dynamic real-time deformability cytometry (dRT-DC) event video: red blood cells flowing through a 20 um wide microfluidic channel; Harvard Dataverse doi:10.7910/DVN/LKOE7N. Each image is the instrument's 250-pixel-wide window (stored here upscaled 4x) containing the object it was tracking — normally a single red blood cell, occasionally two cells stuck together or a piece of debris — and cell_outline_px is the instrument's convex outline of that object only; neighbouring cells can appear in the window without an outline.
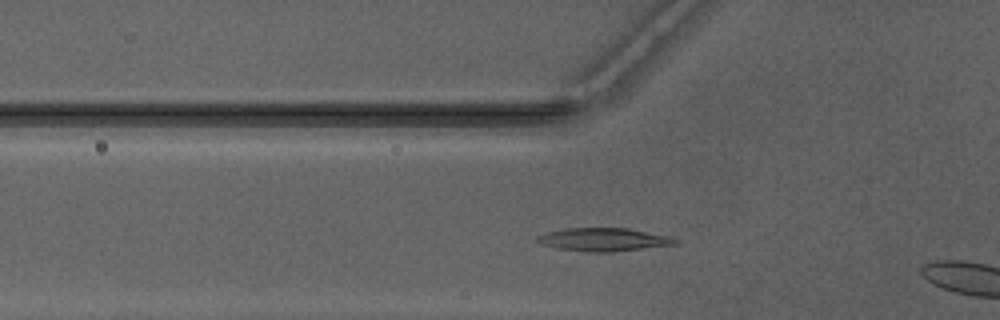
{"species": "Egyptian fruit bat (a non-hibernating species)", "species_latin": "Rousettus aegyptiacus", "temperature_condition": "warm", "stored_images_in_passage": 34, "camera_frame_rate_fps": 3000, "um_per_image_px": 0.085, "animal": {"sex": "male"}, "frame": {"image": 1, "passage_image": 8, "time_ms": 2.333, "image_size_px": [1000, 320], "cell_outline_px": [[680, 244], [612, 252], [588, 252], [556, 248], [540, 244], [536, 240], [536, 236], [548, 232], [564, 228], [628, 228], [668, 236], [680, 240]], "centroid_in_image_um": [51.32, 20.37], "position_along_channel_um": 74.5, "area_um2": 18.79}}
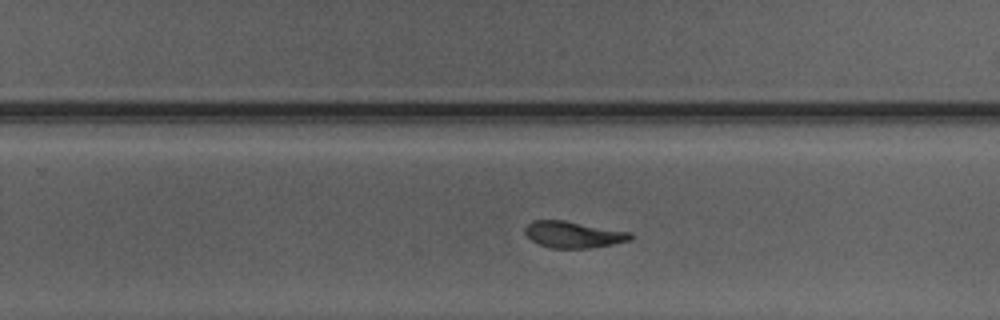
{"frame": {"image": 2, "passage_image": 23, "time_ms": 7.333, "image_size_px": [1000, 320], "cell_outline_px": [[632, 236], [628, 240], [612, 244], [588, 248], [552, 248], [540, 244], [532, 240], [524, 232], [524, 228], [532, 220], [564, 220], [632, 232]], "centroid_in_image_um": [48.72, 19.92], "position_along_channel_um": 281.1, "area_um2": 16.13}}
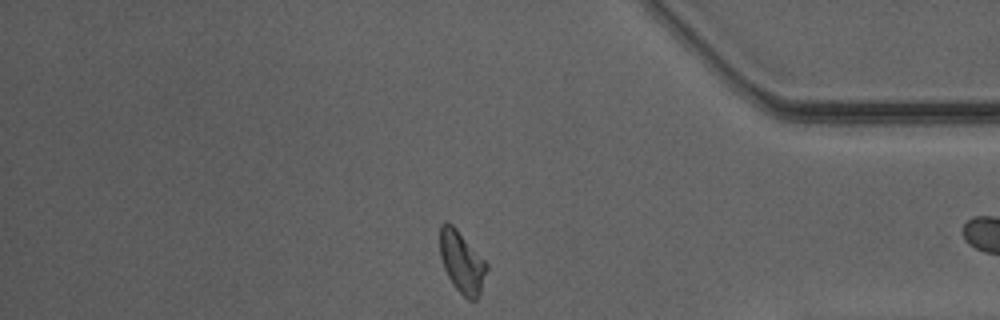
{"frame": {"image": 3, "passage_image": 33, "time_ms": 10.667, "image_size_px": [1000, 320], "cell_outline_px": [[488, 268], [480, 292], [476, 300], [468, 300], [452, 284], [444, 268], [440, 256], [440, 224], [444, 220], [452, 224], [456, 228], [488, 264]], "centroid_in_image_um": [39.25, 22.26], "position_along_channel_um": 396.0, "area_um2": 16.7}}